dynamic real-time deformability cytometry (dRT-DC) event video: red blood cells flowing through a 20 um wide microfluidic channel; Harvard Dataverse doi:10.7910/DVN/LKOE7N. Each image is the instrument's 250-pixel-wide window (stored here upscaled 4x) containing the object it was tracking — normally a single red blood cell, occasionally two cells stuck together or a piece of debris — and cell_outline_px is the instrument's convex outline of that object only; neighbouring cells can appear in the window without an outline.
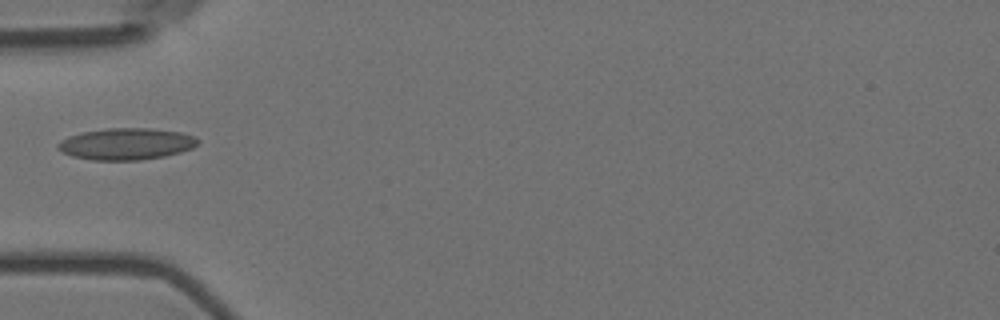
{"species": "Egyptian fruit bat (a non-hibernating species)", "species_latin": "Rousettus aegyptiacus", "temperature_condition": "room temperature", "stored_images_in_passage": 2, "camera_frame_rate_fps": 3000, "um_per_image_px": 0.085, "animal": {"sex": "female"}, "frame": {"image": 1, "passage_image": 1, "time_ms": 0.0, "image_size_px": [1000, 320], "cell_outline_px": [[200, 144], [192, 148], [180, 152], [164, 156], [140, 160], [92, 160], [72, 156], [56, 148], [56, 144], [60, 140], [68, 136], [84, 132], [108, 128], [152, 128], [180, 132], [196, 136], [200, 140]], "centroid_in_image_um": [10.76, 12.23], "position_along_channel_um": 74.2, "area_um2": 25.95}}
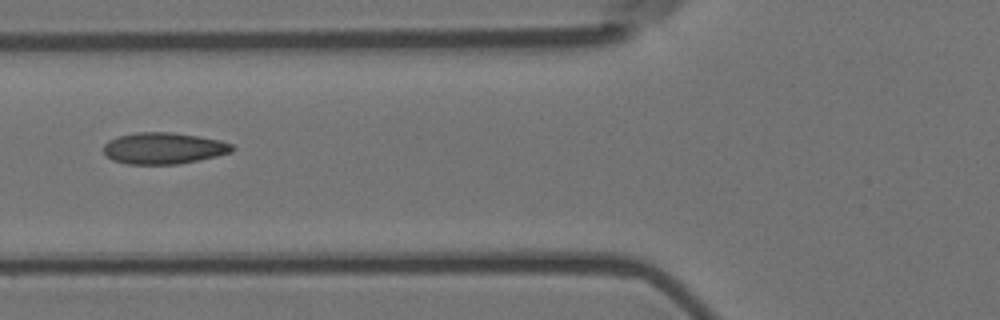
{"frame": {"image": 2, "passage_image": 2, "time_ms": 0.333, "image_size_px": [1000, 320], "cell_outline_px": [[236, 148], [232, 152], [216, 156], [180, 164], [128, 164], [112, 160], [104, 152], [104, 144], [108, 140], [120, 136], [136, 132], [172, 132], [220, 140], [232, 144]], "centroid_in_image_um": [13.92, 12.6], "position_along_channel_um": 111.9, "area_um2": 23.52}}